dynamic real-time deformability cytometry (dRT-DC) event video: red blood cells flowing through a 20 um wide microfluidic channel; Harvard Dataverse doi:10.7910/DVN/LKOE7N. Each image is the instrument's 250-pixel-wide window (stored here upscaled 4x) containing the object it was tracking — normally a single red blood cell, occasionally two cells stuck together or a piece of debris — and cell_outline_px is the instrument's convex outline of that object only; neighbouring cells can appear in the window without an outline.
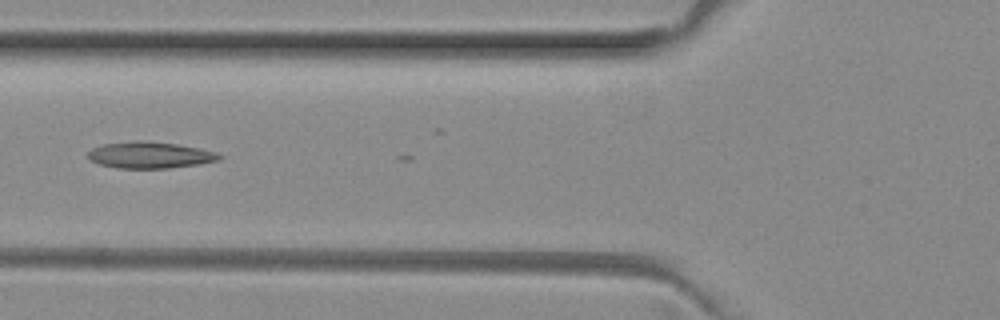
{"species": "common noctule bat (a hibernating species)", "species_latin": "Nyctalus noctula", "temperature_condition": "room temperature", "stored_images_in_passage": 6, "camera_frame_rate_fps": 3000, "um_per_image_px": 0.085, "animal": {"sex": "female", "body_mass_g": 29.2, "forearm_length_mm": 56.3}, "frame": {"image": 1, "passage_image": 4, "time_ms": 1.0, "image_size_px": [1000, 320], "cell_outline_px": [[224, 156], [220, 160], [196, 164], [168, 168], [116, 168], [100, 164], [88, 160], [88, 152], [92, 148], [104, 144], [136, 140], [148, 140], [176, 144], [216, 152]], "centroid_in_image_um": [12.71, 13.17], "position_along_channel_um": 113.1, "area_um2": 20.23}}
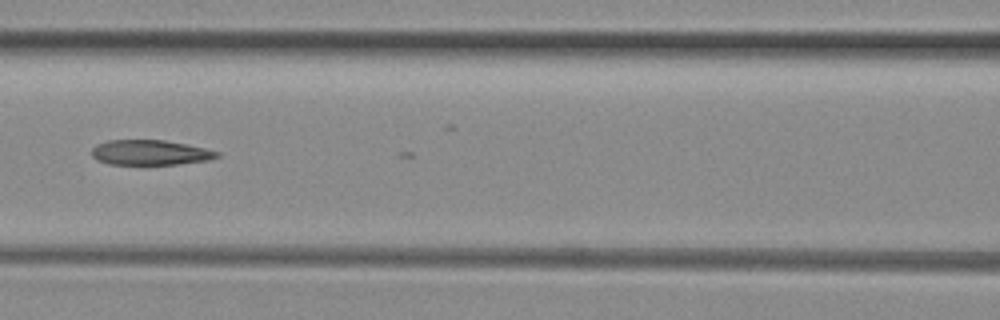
{"frame": {"image": 2, "passage_image": 5, "time_ms": 1.333, "image_size_px": [1000, 320], "cell_outline_px": [[220, 156], [208, 160], [176, 164], [108, 164], [96, 160], [92, 156], [92, 148], [96, 144], [108, 140], [164, 140], [204, 148], [220, 152]], "centroid_in_image_um": [12.73, 12.96], "position_along_channel_um": 153.9, "area_um2": 18.21}}